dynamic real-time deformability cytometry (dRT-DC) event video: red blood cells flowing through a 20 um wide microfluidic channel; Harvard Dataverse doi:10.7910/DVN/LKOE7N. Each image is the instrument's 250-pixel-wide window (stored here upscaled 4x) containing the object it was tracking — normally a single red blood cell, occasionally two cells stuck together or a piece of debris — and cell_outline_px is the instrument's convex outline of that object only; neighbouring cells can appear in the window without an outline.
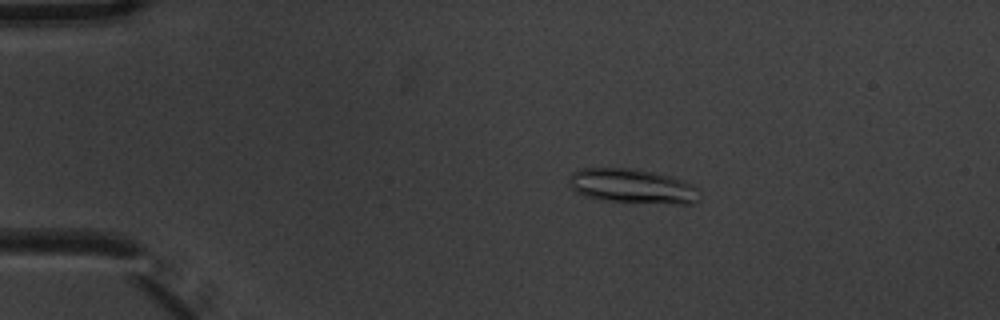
{"species": "common noctule bat (a hibernating species)", "species_latin": "Nyctalus noctula", "temperature_condition": "warm", "stored_images_in_passage": 6, "camera_frame_rate_fps": 3000, "um_per_image_px": 0.085, "animal": {"sex": "male", "body_mass_g": 20.1, "forearm_length_mm": 53.5}, "frame": {"image": 1, "passage_image": 3, "time_ms": 0.667, "image_size_px": [1000, 320], "cell_outline_px": [[700, 200], [692, 204], [676, 204], [596, 200], [584, 196], [576, 192], [568, 184], [568, 180], [572, 172], [580, 168], [632, 168], [652, 172], [668, 176], [692, 184], [700, 188]], "centroid_in_image_um": [53.75, 15.84], "position_along_channel_um": 31.3, "area_um2": 26.59}}